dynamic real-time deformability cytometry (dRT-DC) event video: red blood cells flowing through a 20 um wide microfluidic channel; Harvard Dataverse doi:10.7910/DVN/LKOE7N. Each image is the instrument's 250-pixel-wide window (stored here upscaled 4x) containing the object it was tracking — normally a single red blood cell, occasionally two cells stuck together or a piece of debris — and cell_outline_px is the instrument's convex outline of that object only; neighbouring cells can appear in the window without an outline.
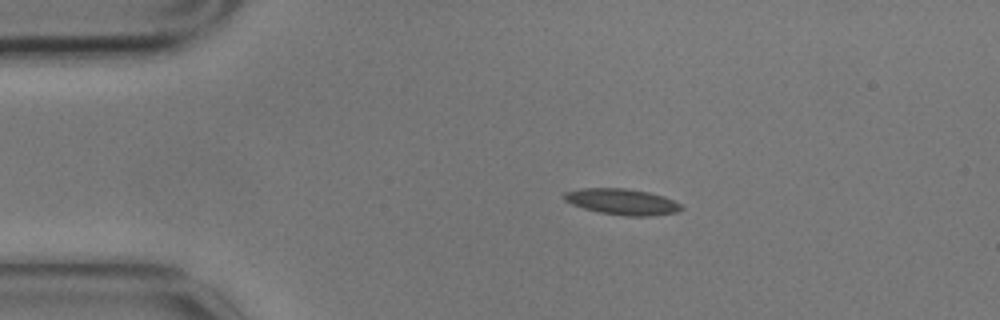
{"species": "common noctule bat (a hibernating species)", "species_latin": "Nyctalus noctula", "temperature_condition": "cold", "stored_images_in_passage": 5, "camera_frame_rate_fps": 3000, "um_per_image_px": 0.085, "animal": {"sex": "male", "body_mass_g": 17.9}, "frame": {"image": 1, "passage_image": 2, "time_ms": 0.333, "image_size_px": [1000, 320], "cell_outline_px": [[684, 208], [676, 212], [652, 216], [624, 216], [600, 212], [584, 208], [572, 204], [564, 200], [564, 192], [580, 188], [624, 188], [648, 192], [664, 196], [680, 204]], "centroid_in_image_um": [52.87, 17.14], "position_along_channel_um": 32.1, "area_um2": 17.69}}
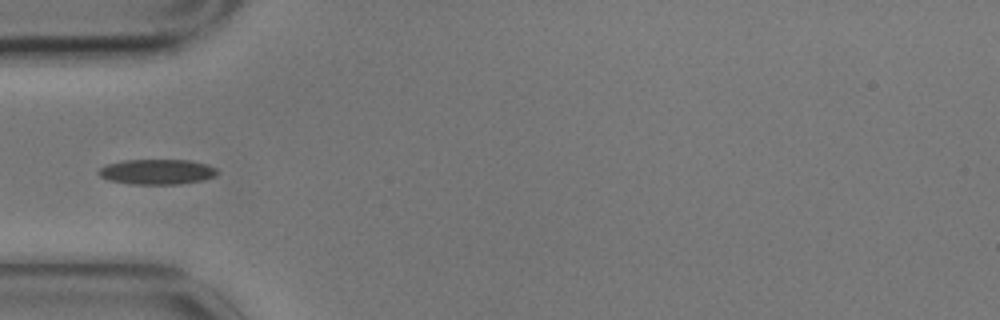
{"frame": {"image": 2, "passage_image": 4, "time_ms": 1.0, "image_size_px": [1000, 320], "cell_outline_px": [[216, 176], [204, 180], [180, 184], [132, 184], [108, 180], [100, 176], [96, 172], [104, 164], [120, 160], [188, 160], [208, 164], [216, 168]], "centroid_in_image_um": [13.31, 14.6], "position_along_channel_um": 71.7, "area_um2": 17.63}}